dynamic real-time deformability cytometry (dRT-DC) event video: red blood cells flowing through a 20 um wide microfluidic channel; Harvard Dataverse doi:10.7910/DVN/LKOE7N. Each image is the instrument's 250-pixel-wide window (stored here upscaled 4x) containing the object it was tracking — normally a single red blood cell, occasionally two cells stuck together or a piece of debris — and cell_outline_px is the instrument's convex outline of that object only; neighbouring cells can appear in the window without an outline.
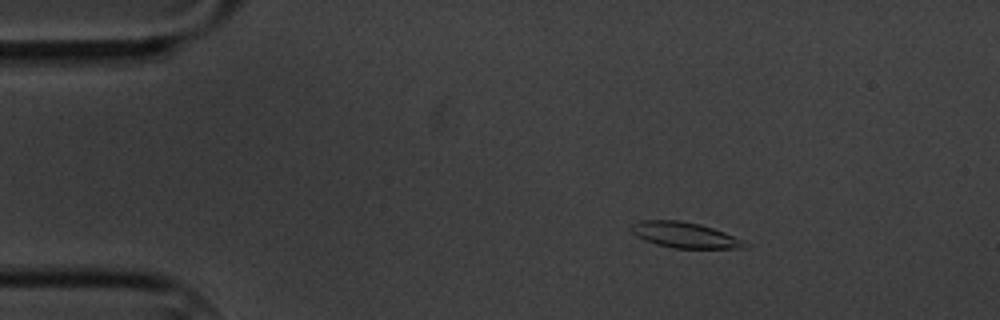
{"species": "common noctule bat (a hibernating species)", "species_latin": "Nyctalus noctula", "temperature_condition": "cold", "stored_images_in_passage": 5, "camera_frame_rate_fps": 3000, "um_per_image_px": 0.085, "animal": {"sex": "male", "body_mass_g": 20.1, "forearm_length_mm": 53.5}, "frame": {"image": 1, "passage_image": 3, "time_ms": 2.333, "image_size_px": [1000, 320], "cell_outline_px": [[748, 248], [672, 248], [656, 244], [644, 240], [636, 236], [632, 232], [632, 224], [640, 220], [680, 220], [700, 224], [724, 232], [744, 240], [748, 244]], "centroid_in_image_um": [58.21, 19.98], "position_along_channel_um": 26.8, "area_um2": 16.99}}